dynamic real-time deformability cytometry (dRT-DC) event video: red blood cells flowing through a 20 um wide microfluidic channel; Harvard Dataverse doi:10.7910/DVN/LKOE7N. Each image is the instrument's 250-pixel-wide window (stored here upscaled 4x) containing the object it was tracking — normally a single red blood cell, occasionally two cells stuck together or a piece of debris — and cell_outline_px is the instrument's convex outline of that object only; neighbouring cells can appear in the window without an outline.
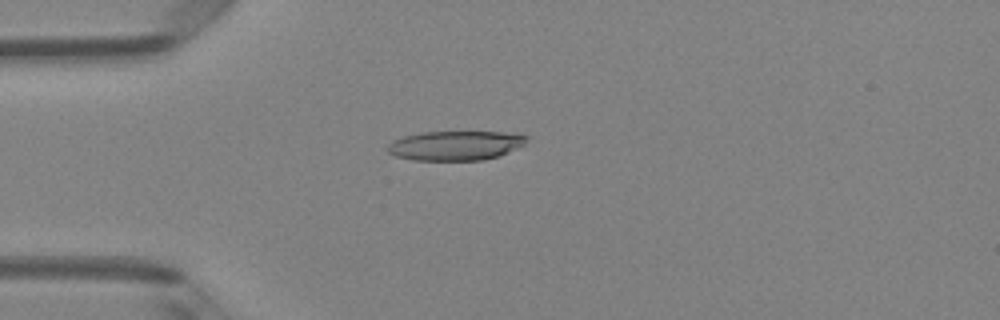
{"species": "Egyptian fruit bat (a non-hibernating species)", "species_latin": "Rousettus aegyptiacus", "temperature_condition": "room temperature", "stored_images_in_passage": 4, "camera_frame_rate_fps": 3000, "um_per_image_px": 0.085, "animal": {"sex": "female"}, "frame": {"image": 1, "passage_image": 4, "time_ms": 1.0, "image_size_px": [1000, 320], "cell_outline_px": [[532, 136], [524, 144], [500, 156], [480, 160], [416, 160], [396, 156], [388, 152], [388, 144], [392, 140], [404, 136], [420, 132], [520, 132]], "centroid_in_image_um": [38.78, 12.35], "position_along_channel_um": 46.2, "area_um2": 24.1}}